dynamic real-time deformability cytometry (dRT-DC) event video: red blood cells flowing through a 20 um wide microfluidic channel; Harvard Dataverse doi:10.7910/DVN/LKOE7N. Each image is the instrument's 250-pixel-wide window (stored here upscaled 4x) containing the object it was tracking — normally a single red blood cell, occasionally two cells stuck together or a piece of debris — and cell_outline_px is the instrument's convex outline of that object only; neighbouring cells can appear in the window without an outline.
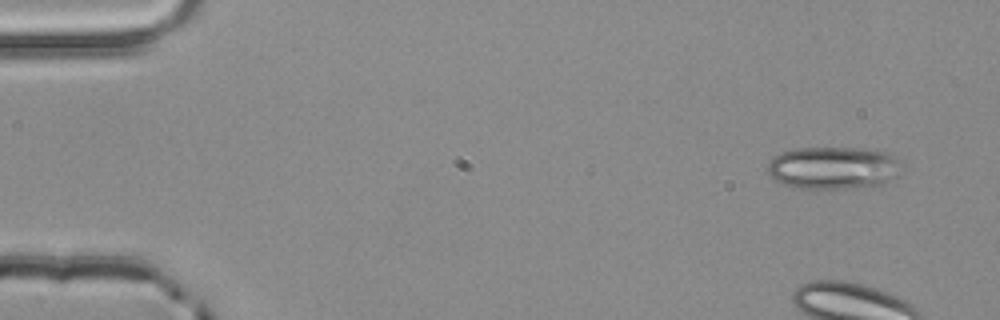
{"species": "common noctule bat (a hibernating species)", "species_latin": "Nyctalus noctula", "temperature_condition": "room temperature", "stored_images_in_passage": 5, "camera_frame_rate_fps": 3000, "um_per_image_px": 0.085, "animal": {"sex": "male", "body_mass_g": 20.4}, "frame": {"image": 1, "passage_image": 1, "time_ms": 0.0, "image_size_px": [1000, 320], "cell_outline_px": [[896, 160], [888, 180], [884, 184], [848, 188], [800, 188], [784, 184], [776, 180], [768, 172], [768, 164], [780, 152], [796, 148], [868, 148], [888, 152]], "centroid_in_image_um": [70.71, 14.24], "position_along_channel_um": 14.3, "area_um2": 32.14}}
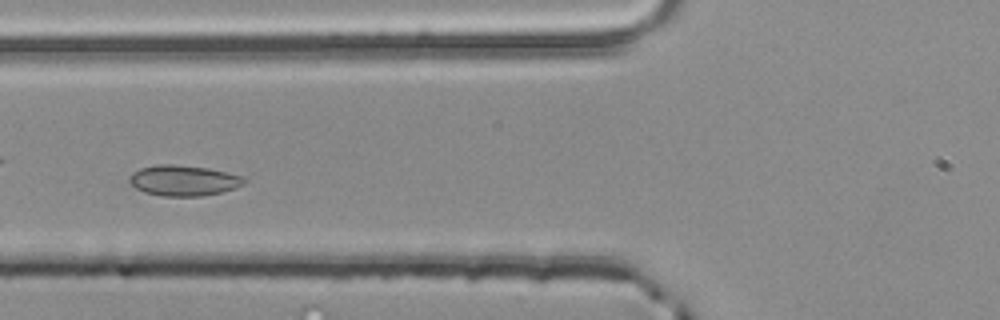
{"frame": {"image": 2, "passage_image": 5, "time_ms": 1.333, "image_size_px": [1000, 320], "cell_outline_px": [[248, 180], [244, 184], [236, 188], [220, 192], [200, 196], [160, 196], [144, 192], [136, 188], [128, 180], [132, 172], [140, 168], [160, 164], [176, 164], [208, 168], [228, 172], [244, 176]], "centroid_in_image_um": [15.63, 15.34], "position_along_channel_um": 110.2, "area_um2": 20.63}}